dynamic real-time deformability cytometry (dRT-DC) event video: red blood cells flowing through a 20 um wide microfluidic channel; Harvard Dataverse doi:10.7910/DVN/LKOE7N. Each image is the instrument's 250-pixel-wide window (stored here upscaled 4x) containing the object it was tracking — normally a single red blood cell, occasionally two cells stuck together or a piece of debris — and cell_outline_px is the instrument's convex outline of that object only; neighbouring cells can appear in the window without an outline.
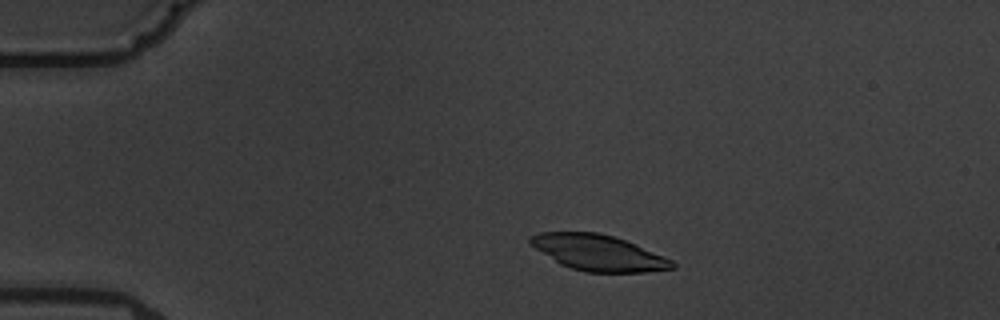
{"species": "common noctule bat (a hibernating species)", "species_latin": "Nyctalus noctula", "temperature_condition": "warm", "stored_images_in_passage": 10, "camera_frame_rate_fps": 3000, "um_per_image_px": 0.085, "animal": {"sex": "male", "body_mass_g": 19.5, "forearm_length_mm": 54.6}, "frame": {"image": 1, "passage_image": 2, "time_ms": 1.0, "image_size_px": [1000, 320], "cell_outline_px": [[676, 268], [644, 272], [584, 272], [560, 264], [528, 244], [528, 236], [540, 232], [600, 232], [624, 240], [672, 260], [676, 264]], "centroid_in_image_um": [50.8, 21.48], "position_along_channel_um": 34.2, "area_um2": 29.48}}